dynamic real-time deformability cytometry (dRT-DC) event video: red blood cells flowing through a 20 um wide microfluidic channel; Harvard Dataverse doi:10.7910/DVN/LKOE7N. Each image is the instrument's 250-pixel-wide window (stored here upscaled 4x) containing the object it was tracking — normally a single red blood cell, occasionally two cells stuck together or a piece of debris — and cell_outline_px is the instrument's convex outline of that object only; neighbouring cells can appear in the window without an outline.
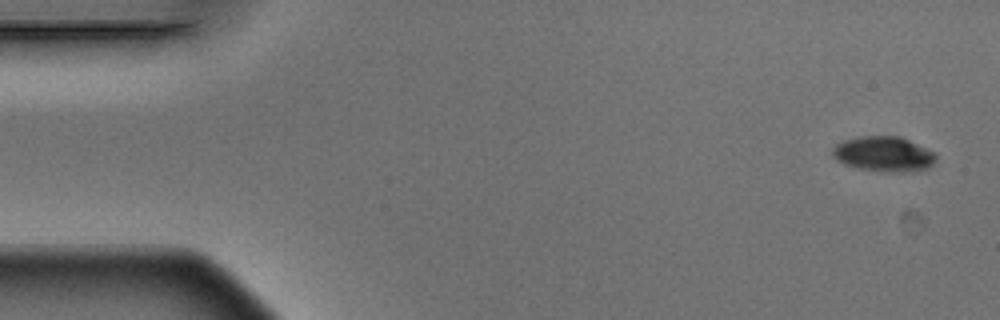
{"species": "Egyptian fruit bat (a non-hibernating species)", "species_latin": "Rousettus aegyptiacus", "temperature_condition": "warm", "stored_images_in_passage": 5, "camera_frame_rate_fps": 3000, "um_per_image_px": 0.085, "animal": {"sex": "male"}, "frame": {"image": 1, "passage_image": 1, "time_ms": 0.0, "image_size_px": [1000, 320], "cell_outline_px": [[936, 160], [928, 168], [912, 172], [888, 172], [856, 168], [844, 164], [836, 160], [832, 156], [832, 148], [836, 144], [844, 140], [860, 136], [900, 136], [936, 152]], "centroid_in_image_um": [75.12, 13.1], "position_along_channel_um": 9.9, "area_um2": 21.44}}
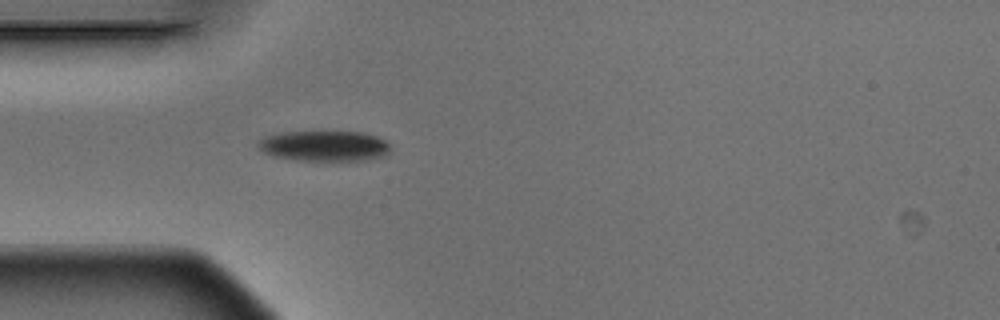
{"frame": {"image": 2, "passage_image": 5, "time_ms": 1.333, "image_size_px": [1000, 320], "cell_outline_px": [[392, 148], [388, 156], [360, 160], [304, 160], [276, 156], [264, 152], [260, 148], [260, 140], [264, 136], [280, 132], [364, 132], [380, 136]], "centroid_in_image_um": [27.67, 12.39], "position_along_channel_um": 57.3, "area_um2": 23.35}}